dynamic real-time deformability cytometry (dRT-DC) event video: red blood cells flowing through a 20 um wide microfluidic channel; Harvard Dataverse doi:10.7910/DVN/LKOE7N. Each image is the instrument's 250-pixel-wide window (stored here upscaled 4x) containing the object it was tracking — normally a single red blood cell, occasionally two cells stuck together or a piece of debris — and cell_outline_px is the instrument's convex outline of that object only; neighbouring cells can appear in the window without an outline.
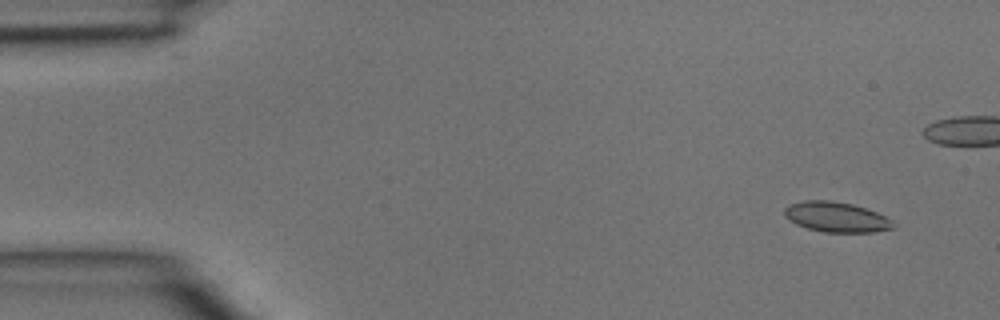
{"species": "common noctule bat (a hibernating species)", "species_latin": "Nyctalus noctula", "temperature_condition": "room temperature", "stored_images_in_passage": 3, "camera_frame_rate_fps": 3000, "um_per_image_px": 0.085, "animal": {"sex": "male", "body_mass_g": 15.6}, "frame": {"image": 1, "passage_image": 1, "time_ms": 0.0, "image_size_px": [1000, 320], "cell_outline_px": [[896, 228], [872, 232], [824, 232], [808, 228], [796, 224], [784, 216], [784, 208], [788, 204], [804, 200], [832, 200], [852, 204], [876, 212], [892, 220]], "centroid_in_image_um": [71.07, 18.44], "position_along_channel_um": 13.9, "area_um2": 19.13}}